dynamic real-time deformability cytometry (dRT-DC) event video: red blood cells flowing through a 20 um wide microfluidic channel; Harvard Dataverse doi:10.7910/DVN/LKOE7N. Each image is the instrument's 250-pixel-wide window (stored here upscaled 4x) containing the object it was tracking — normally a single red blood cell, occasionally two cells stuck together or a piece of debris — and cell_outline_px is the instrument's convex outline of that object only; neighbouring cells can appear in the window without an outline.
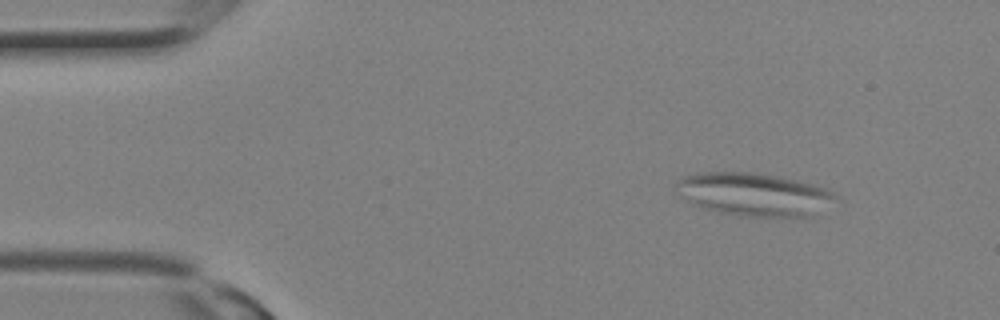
{"species": "Egyptian fruit bat (a non-hibernating species)", "species_latin": "Rousettus aegyptiacus", "temperature_condition": "room temperature", "stored_images_in_passage": 13, "camera_frame_rate_fps": 3000, "um_per_image_px": 0.085, "animal": {"sex": "female"}, "frame": {"image": 1, "passage_image": 3, "time_ms": 0.667, "image_size_px": [1000, 320], "cell_outline_px": [[840, 196], [820, 216], [740, 216], [720, 212], [704, 208], [692, 204], [680, 196], [672, 188], [680, 176], [700, 172], [756, 172], [796, 180], [828, 188]], "centroid_in_image_um": [64.11, 16.52], "position_along_channel_um": 20.9, "area_um2": 40.81}}
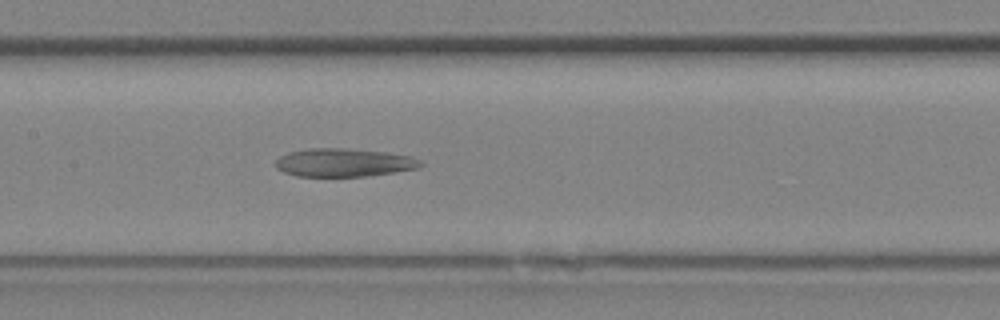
{"frame": {"image": 2, "passage_image": 13, "time_ms": 4.0, "image_size_px": [1000, 320], "cell_outline_px": [[424, 164], [420, 168], [396, 172], [368, 176], [296, 176], [284, 172], [276, 168], [276, 160], [280, 156], [288, 152], [308, 148], [340, 148], [384, 152], [408, 156], [420, 160]], "centroid_in_image_um": [29.22, 13.82], "position_along_channel_um": 178.2, "area_um2": 23.81}}